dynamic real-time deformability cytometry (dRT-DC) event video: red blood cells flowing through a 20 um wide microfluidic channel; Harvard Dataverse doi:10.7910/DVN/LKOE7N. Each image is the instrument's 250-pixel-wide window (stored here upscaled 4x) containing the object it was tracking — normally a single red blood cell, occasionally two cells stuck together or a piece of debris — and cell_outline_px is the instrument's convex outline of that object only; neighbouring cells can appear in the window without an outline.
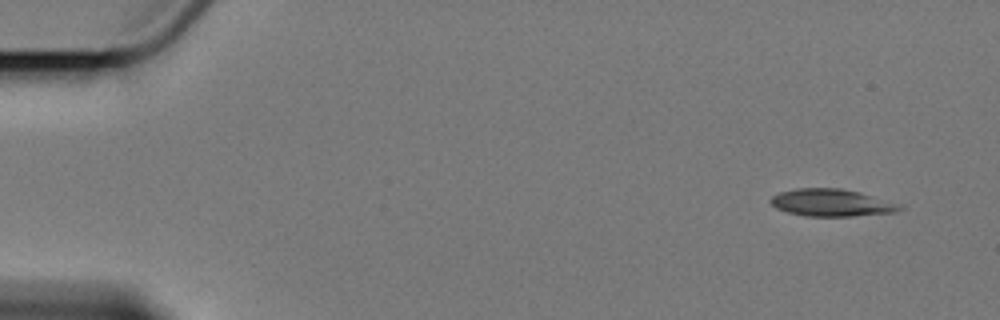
{"species": "Egyptian fruit bat (a non-hibernating species)", "species_latin": "Rousettus aegyptiacus", "temperature_condition": "cold", "stored_images_in_passage": 5, "camera_frame_rate_fps": 3000, "um_per_image_px": 0.085, "animal": {"sex": "female"}, "frame": {"image": 1, "passage_image": 1, "time_ms": 0.0, "image_size_px": [1000, 320], "cell_outline_px": [[904, 208], [896, 212], [852, 216], [804, 216], [788, 212], [776, 208], [768, 200], [772, 196], [780, 192], [796, 188], [840, 188], [860, 192], [904, 204]], "centroid_in_image_um": [70.73, 17.23], "position_along_channel_um": 14.3, "area_um2": 20.75}}
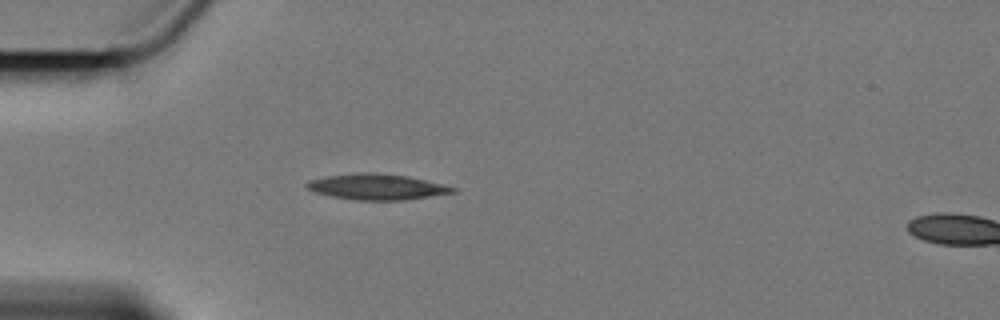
{"frame": {"image": 2, "passage_image": 4, "time_ms": 4.333, "image_size_px": [1000, 320], "cell_outline_px": [[460, 192], [404, 200], [352, 200], [332, 196], [316, 192], [308, 188], [304, 184], [308, 180], [324, 176], [356, 172], [376, 172], [408, 176], [444, 184], [460, 188]], "centroid_in_image_um": [32.09, 15.87], "position_along_channel_um": 52.9, "area_um2": 22.37}}